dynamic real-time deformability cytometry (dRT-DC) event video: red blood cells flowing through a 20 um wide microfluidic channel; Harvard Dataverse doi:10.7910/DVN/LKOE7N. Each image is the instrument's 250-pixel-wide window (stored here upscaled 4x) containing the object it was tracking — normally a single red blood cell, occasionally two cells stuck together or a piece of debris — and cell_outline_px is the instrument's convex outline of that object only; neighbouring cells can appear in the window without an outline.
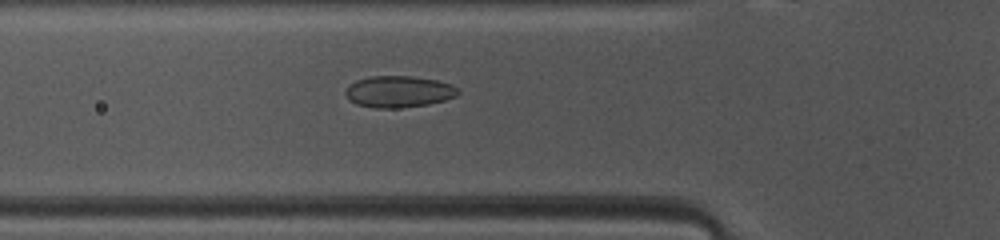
{"species": "common noctule bat (a hibernating species)", "species_latin": "Nyctalus noctula", "temperature_condition": "warm", "stored_images_in_passage": 31, "camera_frame_rate_fps": 3000, "um_per_image_px": 0.085, "animal": {"sex": "female", "body_mass_g": 10.0, "forearm_length_mm": 53.1}, "frame": {"image": 1, "passage_image": 7, "time_ms": 2.0, "image_size_px": [1000, 240], "cell_outline_px": [[460, 92], [456, 96], [444, 100], [428, 104], [400, 108], [376, 108], [356, 104], [348, 100], [344, 92], [356, 80], [368, 76], [412, 76], [436, 80], [452, 84]], "centroid_in_image_um": [33.88, 7.79], "position_along_channel_um": 91.9, "area_um2": 20.69}}
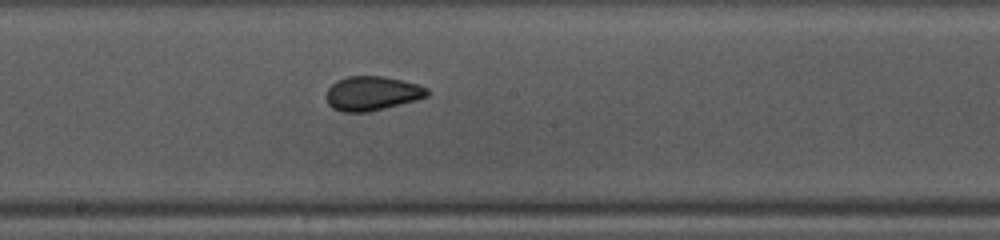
{"frame": {"image": 2, "passage_image": 16, "time_ms": 5.0, "image_size_px": [1000, 240], "cell_outline_px": [[432, 92], [428, 96], [416, 100], [368, 112], [340, 112], [332, 108], [328, 104], [328, 88], [336, 80], [348, 76], [384, 76], [416, 84], [428, 88]], "centroid_in_image_um": [31.64, 7.94], "position_along_channel_um": 216.6, "area_um2": 20.11}}
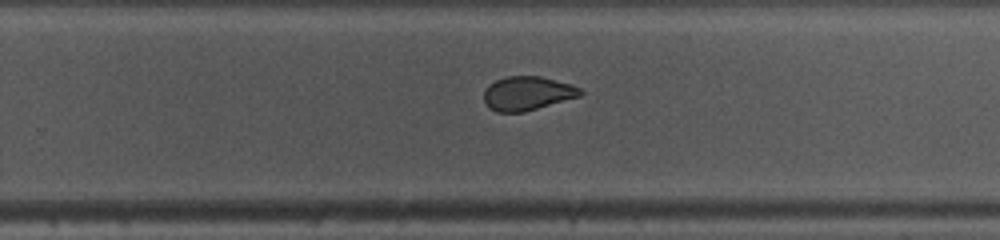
{"frame": {"image": 3, "passage_image": 21, "time_ms": 6.667, "image_size_px": [1000, 240], "cell_outline_px": [[584, 92], [580, 96], [524, 112], [496, 112], [488, 108], [484, 100], [484, 92], [488, 84], [496, 80], [508, 76], [540, 76], [572, 84], [580, 88]], "centroid_in_image_um": [44.82, 7.93], "position_along_channel_um": 285.0, "area_um2": 19.13}, "authors_computed_cell_mechanics": {"area_um2": 19.941, "velocity_mm_per_s": 4.1185, "shape_relaxation_time_tau1_ms": null, "shape_relaxation_time_tau2_ms": 1.3625, "deformation_change_tau1": null, "deformation_change_tau2": 0.0621}}